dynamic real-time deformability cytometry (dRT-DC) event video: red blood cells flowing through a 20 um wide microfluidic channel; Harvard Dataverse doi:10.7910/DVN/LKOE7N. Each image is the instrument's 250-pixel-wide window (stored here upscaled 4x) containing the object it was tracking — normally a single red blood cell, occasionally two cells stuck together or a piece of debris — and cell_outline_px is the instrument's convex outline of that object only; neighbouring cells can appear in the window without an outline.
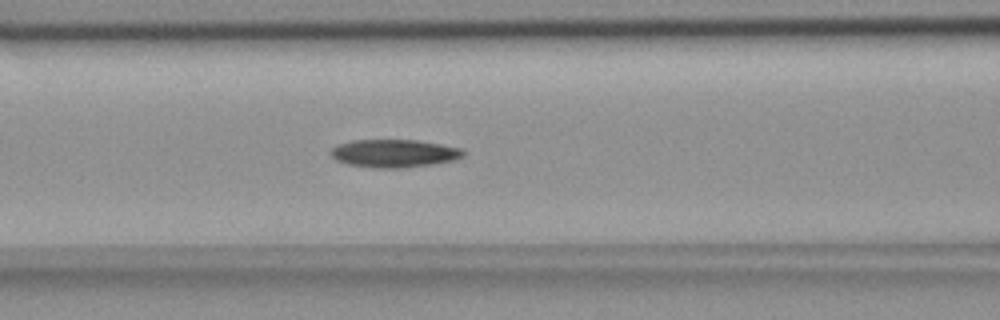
{"species": "common noctule bat (a hibernating species)", "species_latin": "Nyctalus noctula", "temperature_condition": "room temperature", "stored_images_in_passage": 54, "camera_frame_rate_fps": 3000, "um_per_image_px": 0.085, "animal": {"sex": "female", "body_mass_g": 18.4}, "frame": {"image": 1, "passage_image": 22, "time_ms": 7.0, "image_size_px": [1000, 320], "cell_outline_px": [[464, 156], [452, 160], [432, 164], [396, 168], [372, 168], [348, 164], [336, 160], [332, 156], [332, 148], [336, 144], [352, 140], [416, 140], [464, 148]], "centroid_in_image_um": [33.49, 13.03], "position_along_channel_um": 133.1, "area_um2": 21.5}}
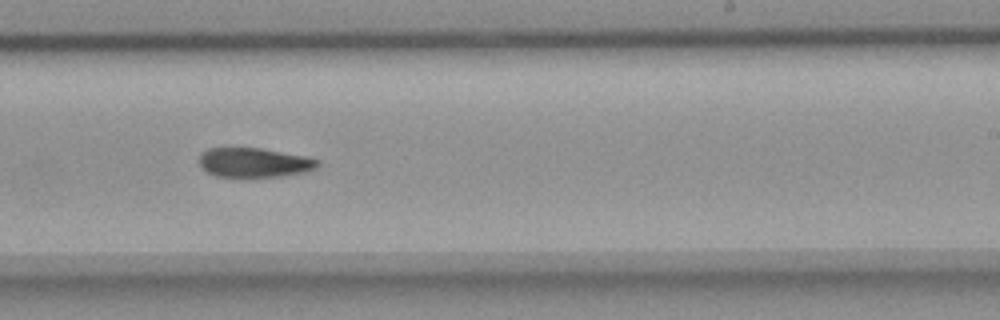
{"frame": {"image": 2, "passage_image": 33, "time_ms": 10.667, "image_size_px": [1000, 320], "cell_outline_px": [[320, 164], [316, 168], [304, 172], [280, 176], [216, 176], [200, 168], [200, 156], [204, 152], [212, 148], [260, 148], [304, 156], [320, 160]], "centroid_in_image_um": [21.62, 13.81], "position_along_channel_um": 267.4, "area_um2": 19.94}}
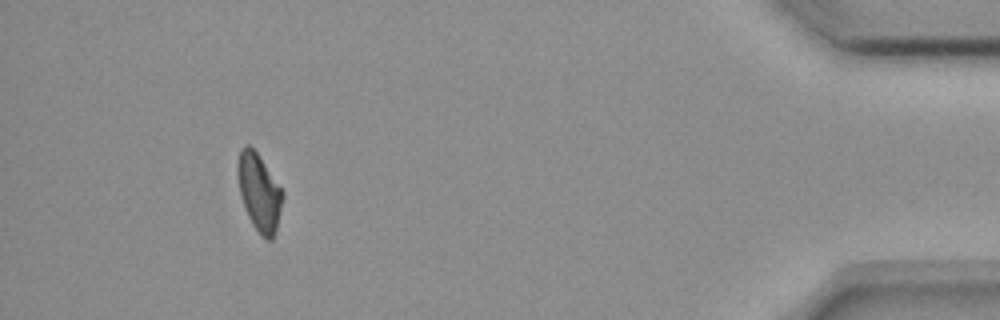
{"frame": {"image": 3, "passage_image": 50, "time_ms": 16.333, "image_size_px": [1000, 320], "cell_outline_px": [[284, 196], [276, 228], [272, 240], [268, 240], [252, 224], [248, 216], [240, 196], [236, 172], [236, 164], [240, 148], [244, 144], [248, 144], [260, 156], [284, 192]], "centroid_in_image_um": [22.0, 16.27], "position_along_channel_um": 413.2, "area_um2": 20.29}}